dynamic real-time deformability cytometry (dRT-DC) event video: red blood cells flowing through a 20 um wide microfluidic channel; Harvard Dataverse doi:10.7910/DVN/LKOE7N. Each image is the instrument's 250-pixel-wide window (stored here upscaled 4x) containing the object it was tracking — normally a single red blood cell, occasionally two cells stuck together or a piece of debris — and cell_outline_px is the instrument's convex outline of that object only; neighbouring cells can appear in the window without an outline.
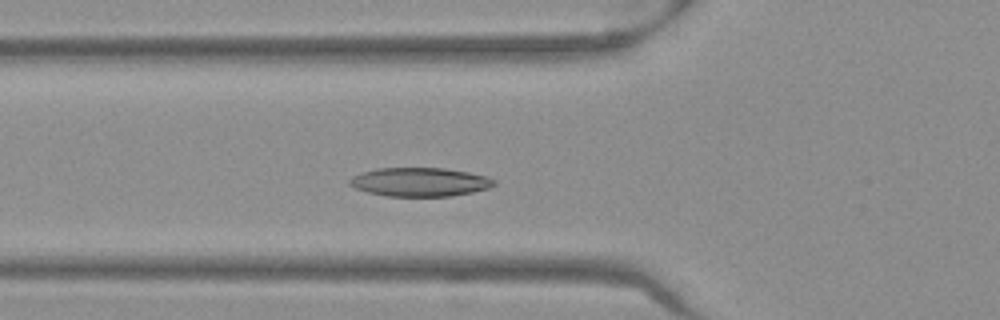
{"species": "Egyptian fruit bat (a non-hibernating species)", "species_latin": "Rousettus aegyptiacus", "temperature_condition": "warm", "stored_images_in_passage": 47, "camera_frame_rate_fps": 3000, "um_per_image_px": 0.085, "frame": {"image": 1, "passage_image": 14, "time_ms": 4.333, "image_size_px": [1000, 320], "cell_outline_px": [[496, 184], [488, 188], [472, 192], [448, 196], [388, 196], [368, 192], [356, 188], [348, 184], [348, 180], [352, 176], [376, 168], [444, 168], [468, 172], [488, 176], [496, 180]], "centroid_in_image_um": [35.7, 15.46], "position_along_channel_um": 90.1, "area_um2": 24.16}}
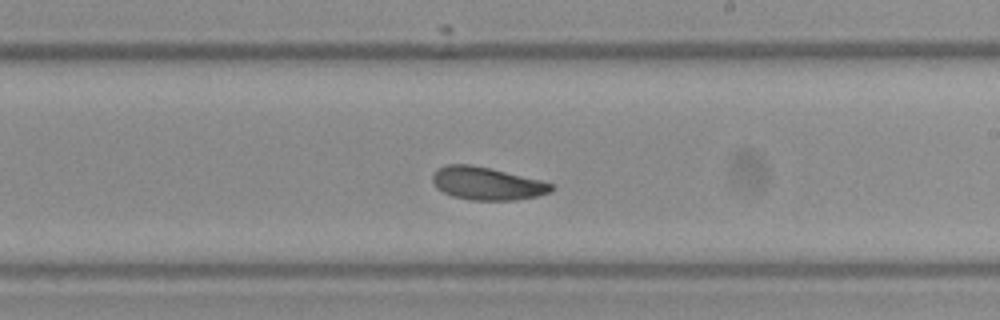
{"frame": {"image": 2, "passage_image": 26, "time_ms": 8.333, "image_size_px": [1000, 320], "cell_outline_px": [[556, 188], [548, 192], [536, 196], [516, 200], [472, 200], [452, 196], [436, 188], [432, 180], [432, 172], [436, 168], [448, 164], [472, 164], [492, 168], [556, 184]], "centroid_in_image_um": [41.37, 15.58], "position_along_channel_um": 247.6, "area_um2": 23.0}}
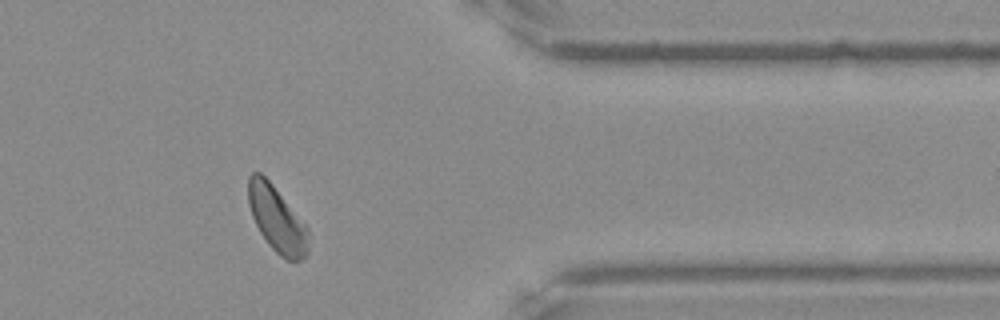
{"frame": {"image": 3, "passage_image": 38, "time_ms": 12.333, "image_size_px": [1000, 320], "cell_outline_px": [[308, 252], [300, 260], [288, 260], [280, 256], [268, 244], [260, 232], [252, 216], [248, 204], [248, 176], [252, 172], [260, 172], [272, 184], [308, 228]], "centroid_in_image_um": [23.52, 18.63], "position_along_channel_um": 387.9, "area_um2": 22.72}, "authors_computed_cell_mechanics": {"area_um2": 23.6402, "velocity_mm_per_s": 3.9288, "shape_relaxation_time_tau1_ms": 2.3241, "shape_relaxation_time_tau2_ms": 4.3813, "deformation_change_tau1": 0.0964, "deformation_change_tau2": 0.1111}}